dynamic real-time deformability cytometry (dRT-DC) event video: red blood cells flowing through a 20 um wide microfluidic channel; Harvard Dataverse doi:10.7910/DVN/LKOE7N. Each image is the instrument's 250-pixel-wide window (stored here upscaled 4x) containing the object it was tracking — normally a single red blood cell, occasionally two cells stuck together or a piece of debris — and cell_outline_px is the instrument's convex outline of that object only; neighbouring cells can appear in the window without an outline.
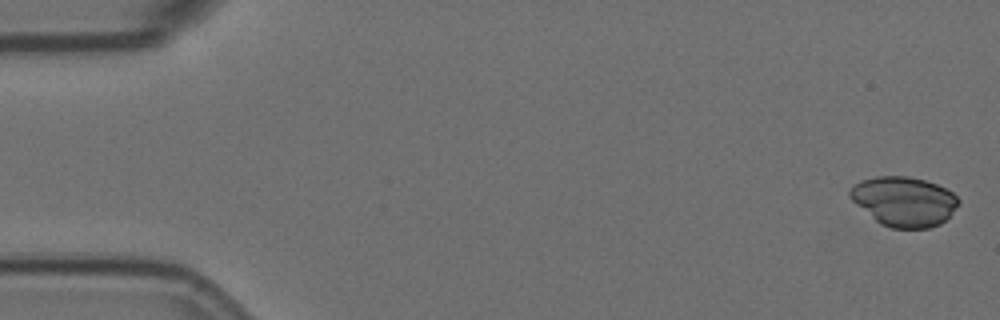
{"species": "Egyptian fruit bat (a non-hibernating species)", "species_latin": "Rousettus aegyptiacus", "temperature_condition": "room temperature", "stored_images_in_passage": 15, "camera_frame_rate_fps": 3000, "um_per_image_px": 0.085, "animal": {"sex": "female"}, "frame": {"image": 1, "passage_image": 1, "time_ms": 0.0, "image_size_px": [1000, 320], "cell_outline_px": [[960, 200], [952, 212], [940, 224], [928, 228], [892, 228], [880, 224], [856, 204], [848, 196], [848, 192], [860, 180], [876, 176], [908, 176], [924, 180], [936, 184], [952, 192]], "centroid_in_image_um": [76.82, 17.11], "position_along_channel_um": 8.2, "area_um2": 31.15}}
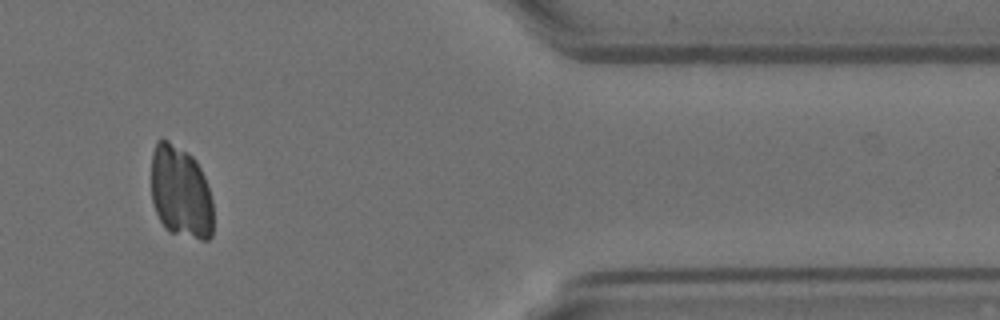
{"frame": {"image": 2, "passage_image": 13, "time_ms": 4.0, "image_size_px": [1000, 320], "cell_outline_px": [[212, 236], [208, 240], [200, 240], [168, 232], [164, 228], [156, 212], [152, 200], [152, 152], [156, 140], [168, 140], [192, 156], [196, 160], [204, 176], [212, 200]], "centroid_in_image_um": [15.35, 16.36], "position_along_channel_um": 396.0, "area_um2": 33.47}}